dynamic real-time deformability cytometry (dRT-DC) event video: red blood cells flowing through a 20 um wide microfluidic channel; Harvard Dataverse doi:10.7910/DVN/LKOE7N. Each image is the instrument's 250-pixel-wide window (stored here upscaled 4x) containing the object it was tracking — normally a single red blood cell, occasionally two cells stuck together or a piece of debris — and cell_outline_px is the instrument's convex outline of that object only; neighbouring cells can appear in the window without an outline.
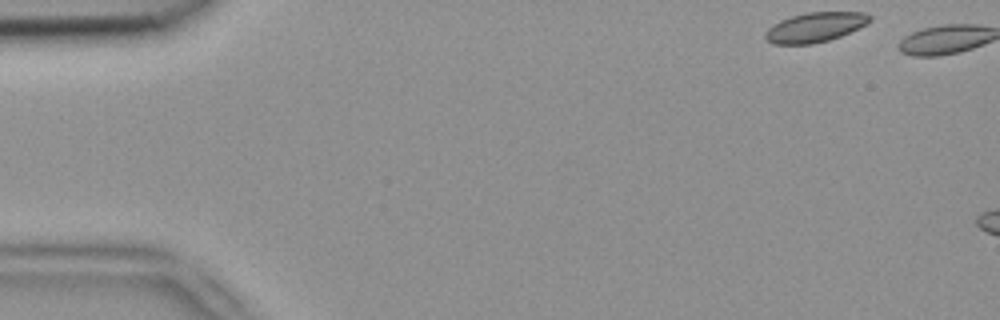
{"species": "common noctule bat (a hibernating species)", "species_latin": "Nyctalus noctula", "temperature_condition": "room temperature", "stored_images_in_passage": 2, "camera_frame_rate_fps": 3000, "um_per_image_px": 0.085, "animal": {"sex": "female", "body_mass_g": 18.4}, "frame": {"image": 1, "passage_image": 1, "time_ms": 0.0, "image_size_px": [1000, 320], "cell_outline_px": [[872, 20], [840, 36], [828, 40], [812, 44], [772, 44], [764, 36], [764, 32], [772, 24], [780, 20], [792, 16], [808, 12], [864, 12], [872, 16]], "centroid_in_image_um": [69.24, 2.31], "position_along_channel_um": 15.8, "area_um2": 17.92}}